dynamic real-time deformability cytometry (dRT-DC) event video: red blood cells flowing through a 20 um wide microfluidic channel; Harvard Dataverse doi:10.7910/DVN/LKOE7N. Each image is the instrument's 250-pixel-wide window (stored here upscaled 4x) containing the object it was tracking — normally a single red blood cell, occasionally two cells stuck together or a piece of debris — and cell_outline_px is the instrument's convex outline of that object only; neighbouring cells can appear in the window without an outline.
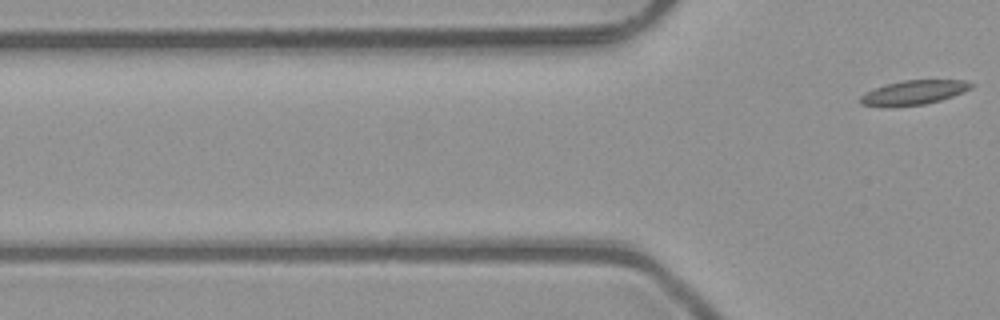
{"species": "common noctule bat (a hibernating species)", "species_latin": "Nyctalus noctula", "temperature_condition": "room temperature", "stored_images_in_passage": 6, "segment_of_instrument_passage": [2, 2], "camera_frame_rate_fps": 3000, "um_per_image_px": 0.085, "animal": {"sex": "male", "body_mass_g": 23.1, "forearm_length_mm": 52.7}, "frame": {"image": 1, "passage_image": 6, "time_ms": 1.667, "image_size_px": [1000, 320], "cell_outline_px": [[976, 84], [972, 88], [964, 92], [940, 100], [924, 104], [860, 104], [860, 96], [876, 88], [888, 84], [904, 80], [964, 80]], "centroid_in_image_um": [77.82, 7.81], "position_along_channel_um": 48.0, "area_um2": 14.85}}